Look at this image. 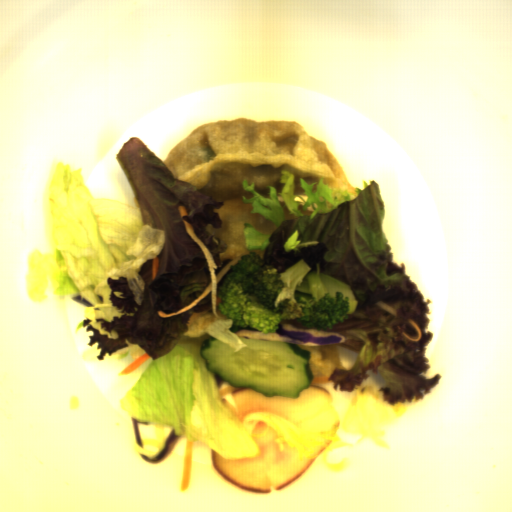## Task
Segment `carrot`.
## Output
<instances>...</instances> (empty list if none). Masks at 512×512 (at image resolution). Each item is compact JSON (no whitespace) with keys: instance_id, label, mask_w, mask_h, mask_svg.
Returning a JSON list of instances; mask_svg holds the SVG:
<instances>
[{"instance_id":"8","label":"carrot","mask_w":512,"mask_h":512,"mask_svg":"<svg viewBox=\"0 0 512 512\" xmlns=\"http://www.w3.org/2000/svg\"><path fill=\"white\" fill-rule=\"evenodd\" d=\"M178 213H179V217L180 219L182 217H187L189 216L188 212H187V209L185 207V205H181V206H178Z\"/></svg>"},{"instance_id":"6","label":"carrot","mask_w":512,"mask_h":512,"mask_svg":"<svg viewBox=\"0 0 512 512\" xmlns=\"http://www.w3.org/2000/svg\"><path fill=\"white\" fill-rule=\"evenodd\" d=\"M378 306L382 307L383 309L387 310L388 312H390L392 315H394L396 318H397V309L391 307L390 305L382 302L381 300L378 301L377 303Z\"/></svg>"},{"instance_id":"3","label":"carrot","mask_w":512,"mask_h":512,"mask_svg":"<svg viewBox=\"0 0 512 512\" xmlns=\"http://www.w3.org/2000/svg\"><path fill=\"white\" fill-rule=\"evenodd\" d=\"M151 356L146 352L141 356L137 357L130 364H128L119 375H131L137 370L144 362H146Z\"/></svg>"},{"instance_id":"5","label":"carrot","mask_w":512,"mask_h":512,"mask_svg":"<svg viewBox=\"0 0 512 512\" xmlns=\"http://www.w3.org/2000/svg\"><path fill=\"white\" fill-rule=\"evenodd\" d=\"M159 268H160V259L158 257L152 258V282L156 278V276L159 272Z\"/></svg>"},{"instance_id":"4","label":"carrot","mask_w":512,"mask_h":512,"mask_svg":"<svg viewBox=\"0 0 512 512\" xmlns=\"http://www.w3.org/2000/svg\"><path fill=\"white\" fill-rule=\"evenodd\" d=\"M407 321H408V323L413 327V329L416 331L417 336H415V337H411L409 334H407V333H406V332H404V331H403V332H400V333H401V335H402L403 337H405L407 340H409L410 342H412V343H417V342L421 341V340H422V338H423V332H422L421 328H420V327L417 325V323H416L413 319H411L410 317L407 319Z\"/></svg>"},{"instance_id":"2","label":"carrot","mask_w":512,"mask_h":512,"mask_svg":"<svg viewBox=\"0 0 512 512\" xmlns=\"http://www.w3.org/2000/svg\"><path fill=\"white\" fill-rule=\"evenodd\" d=\"M192 451H193V441L187 440L184 459H183L181 485H180V490L182 493L188 490L190 481H191Z\"/></svg>"},{"instance_id":"7","label":"carrot","mask_w":512,"mask_h":512,"mask_svg":"<svg viewBox=\"0 0 512 512\" xmlns=\"http://www.w3.org/2000/svg\"><path fill=\"white\" fill-rule=\"evenodd\" d=\"M320 383H333V381L328 380V378L324 377H313L311 384H320Z\"/></svg>"},{"instance_id":"1","label":"carrot","mask_w":512,"mask_h":512,"mask_svg":"<svg viewBox=\"0 0 512 512\" xmlns=\"http://www.w3.org/2000/svg\"><path fill=\"white\" fill-rule=\"evenodd\" d=\"M181 221L184 223L187 233L190 235V237L193 239V241L200 247L202 253L204 254V256L206 258V261H207V264L209 267L211 282L201 295H199L195 300H193L186 306L180 308L179 310H177L175 312H171V313H164L161 310H157L156 313L161 319L170 318L172 316H175L177 314H180L182 312L190 310L191 308H193L194 306H196L197 304L202 302L207 297V295L210 293L211 307H212L213 314L215 315L216 318H220L217 313V306L219 305V303L221 302L222 299L220 297H218V283L220 282L222 277L227 273V271L230 270V265L237 264V261H242V258H241V256H238V257L232 259L216 275L215 269H218V265L212 255V253L205 246V244L200 240V238L196 235L193 225H191L190 223H188L185 220H181Z\"/></svg>"}]
</instances>
